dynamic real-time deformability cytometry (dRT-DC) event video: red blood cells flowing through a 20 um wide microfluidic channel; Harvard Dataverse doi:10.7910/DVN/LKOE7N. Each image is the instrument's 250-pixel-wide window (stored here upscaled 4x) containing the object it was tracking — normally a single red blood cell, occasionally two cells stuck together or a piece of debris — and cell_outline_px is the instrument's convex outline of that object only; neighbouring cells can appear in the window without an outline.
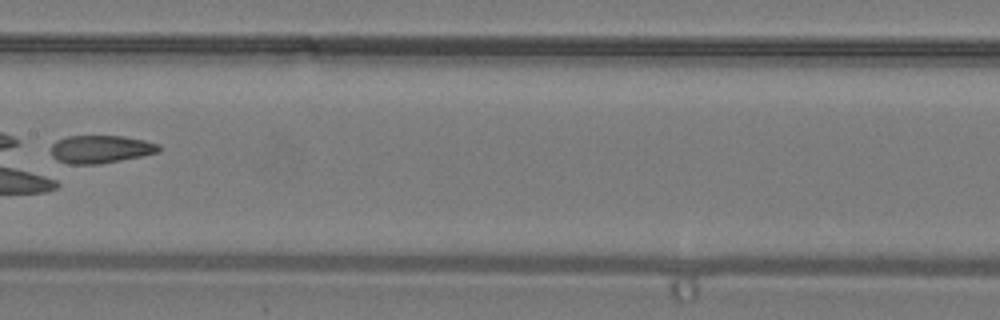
{"species": "common noctule bat (a hibernating species)", "species_latin": "Nyctalus noctula", "temperature_condition": "warm", "stored_images_in_passage": 11, "camera_frame_rate_fps": 3000, "um_per_image_px": 0.085, "animal": {"sex": "male", "body_mass_g": 19.2, "forearm_length_mm": 51.8}, "frame": {"image": 1, "passage_image": 8, "time_ms": 2.333, "image_size_px": [1000, 320], "cell_outline_px": [[160, 152], [100, 164], [68, 164], [56, 160], [52, 156], [52, 144], [56, 140], [68, 136], [124, 136], [144, 140], [160, 144]], "centroid_in_image_um": [8.55, 12.68], "position_along_channel_um": 198.9, "area_um2": 17.57}}